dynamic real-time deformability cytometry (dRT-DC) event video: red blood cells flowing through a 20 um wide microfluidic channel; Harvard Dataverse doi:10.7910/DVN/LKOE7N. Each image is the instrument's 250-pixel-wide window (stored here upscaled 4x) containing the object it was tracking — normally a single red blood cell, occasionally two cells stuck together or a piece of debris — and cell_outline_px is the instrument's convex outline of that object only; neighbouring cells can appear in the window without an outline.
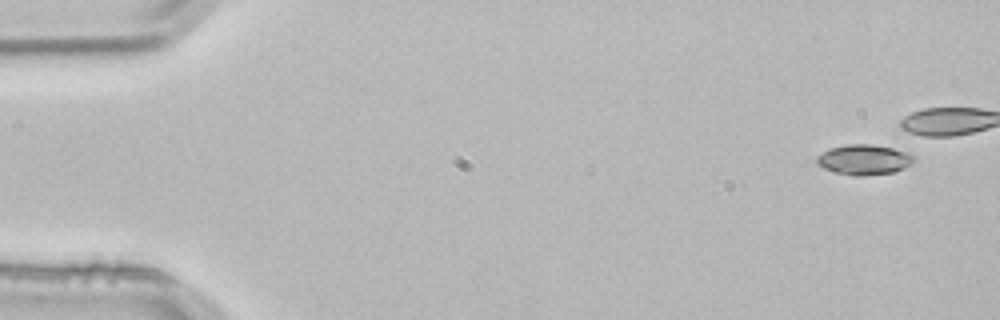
{"species": "common noctule bat (a hibernating species)", "species_latin": "Nyctalus noctula", "temperature_condition": "room temperature", "stored_images_in_passage": 5, "camera_frame_rate_fps": 3000, "um_per_image_px": 0.085, "animal": {"sex": "male", "body_mass_g": 21.5, "forearm_length_mm": 52.0}, "frame": {"image": 1, "passage_image": 1, "time_ms": 0.0, "image_size_px": [1000, 320], "cell_outline_px": [[916, 160], [892, 172], [864, 176], [856, 176], [836, 172], [824, 168], [816, 164], [816, 156], [832, 148], [848, 144], [872, 144], [892, 148], [908, 152], [916, 156]], "centroid_in_image_um": [73.44, 13.56], "position_along_channel_um": 11.6, "area_um2": 16.88}}